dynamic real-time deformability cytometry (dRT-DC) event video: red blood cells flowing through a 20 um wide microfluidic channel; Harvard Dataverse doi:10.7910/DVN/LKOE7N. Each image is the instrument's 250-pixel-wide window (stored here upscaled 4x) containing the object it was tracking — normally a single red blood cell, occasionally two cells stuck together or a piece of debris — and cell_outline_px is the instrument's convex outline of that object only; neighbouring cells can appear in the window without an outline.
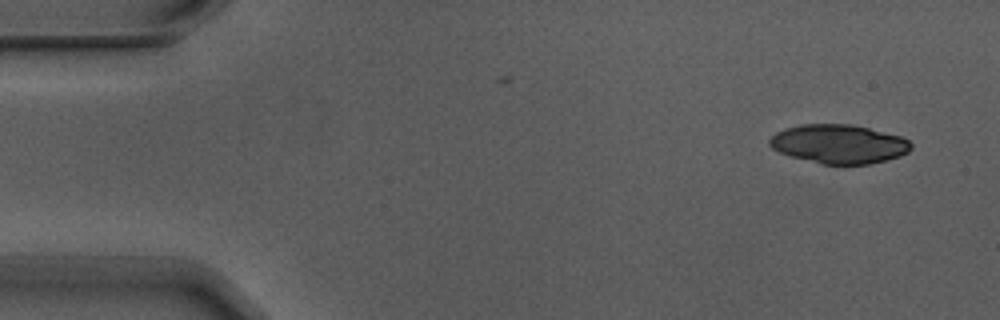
{"species": "Egyptian fruit bat (a non-hibernating species)", "species_latin": "Rousettus aegyptiacus", "temperature_condition": "warm", "stored_images_in_passage": 2, "camera_frame_rate_fps": 3000, "um_per_image_px": 0.085, "animal": {"sex": "male"}, "frame": {"image": 1, "passage_image": 2, "time_ms": 0.333, "image_size_px": [1000, 320], "cell_outline_px": [[912, 148], [908, 152], [900, 156], [868, 164], [824, 164], [792, 156], [780, 152], [772, 148], [768, 144], [768, 140], [776, 132], [784, 128], [800, 124], [852, 124], [900, 136], [908, 140], [912, 144]], "centroid_in_image_um": [71.29, 12.22], "position_along_channel_um": 13.7, "area_um2": 31.91}}